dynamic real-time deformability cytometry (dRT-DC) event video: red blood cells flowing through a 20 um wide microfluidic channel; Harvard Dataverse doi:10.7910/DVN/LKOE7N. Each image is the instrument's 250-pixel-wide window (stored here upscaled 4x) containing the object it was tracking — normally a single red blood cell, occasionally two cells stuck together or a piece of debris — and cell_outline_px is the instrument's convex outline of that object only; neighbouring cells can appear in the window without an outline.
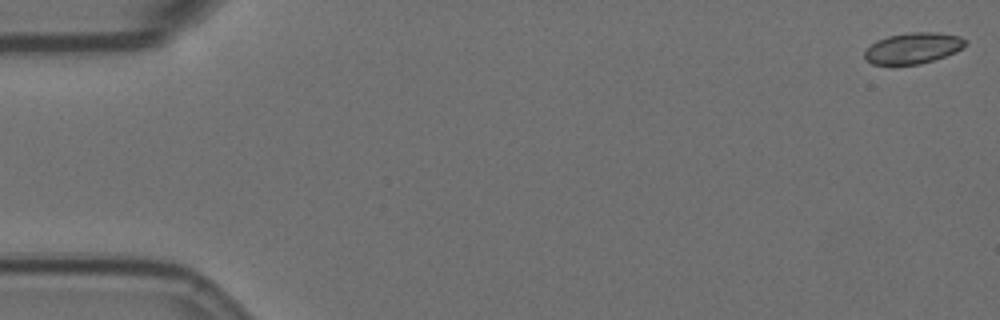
{"species": "Egyptian fruit bat (a non-hibernating species)", "species_latin": "Rousettus aegyptiacus", "temperature_condition": "room temperature", "stored_images_in_passage": 57, "camera_frame_rate_fps": 3000, "um_per_image_px": 0.085, "animal": {"sex": "female"}, "frame": {"image": 1, "passage_image": 1, "time_ms": 0.0, "image_size_px": [1000, 320], "cell_outline_px": [[968, 44], [956, 52], [920, 64], [872, 64], [864, 56], [864, 52], [876, 40], [888, 36], [912, 32], [936, 32], [960, 36], [968, 40]], "centroid_in_image_um": [77.65, 4.08], "position_along_channel_um": 7.3, "area_um2": 18.09}}
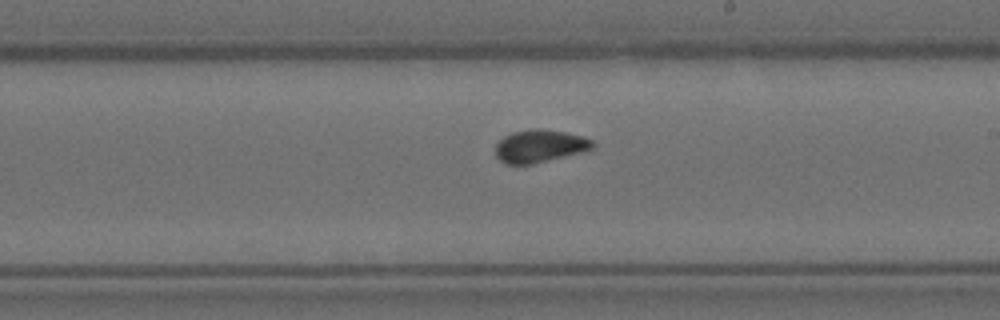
{"frame": {"image": 2, "passage_image": 33, "time_ms": 10.667, "image_size_px": [1000, 320], "cell_outline_px": [[596, 144], [592, 148], [580, 152], [532, 164], [504, 164], [496, 156], [496, 144], [504, 136], [512, 132], [532, 128], [540, 128], [564, 132], [580, 136], [592, 140]], "centroid_in_image_um": [45.84, 12.41], "position_along_channel_um": 243.2, "area_um2": 18.32}}
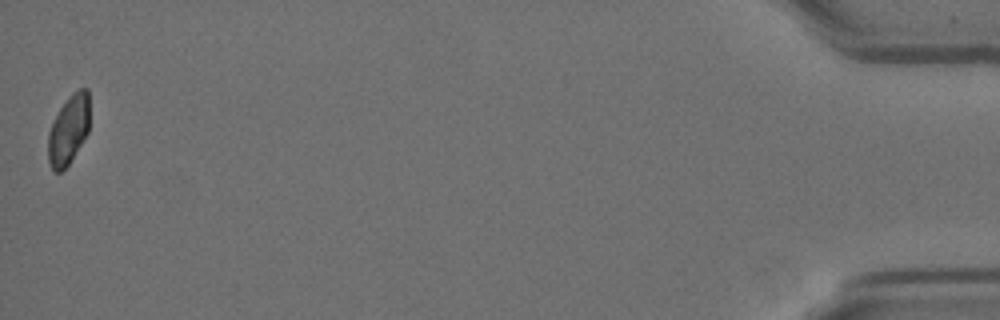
{"frame": {"image": 3, "passage_image": 57, "time_ms": 18.667, "image_size_px": [1000, 320], "cell_outline_px": [[88, 132], [68, 164], [60, 172], [52, 172], [48, 160], [48, 132], [60, 108], [68, 96], [72, 92], [80, 88], [88, 88]], "centroid_in_image_um": [5.81, 11.03], "position_along_channel_um": 429.4, "area_um2": 16.53}, "authors_computed_cell_mechanics": {"area_um2": 18.4382, "velocity_mm_per_s": 3.5423, "shape_relaxation_time_tau1_ms": null, "shape_relaxation_time_tau2_ms": 0.6521, "deformation_change_tau1": null, "deformation_change_tau2": 0.0383}}